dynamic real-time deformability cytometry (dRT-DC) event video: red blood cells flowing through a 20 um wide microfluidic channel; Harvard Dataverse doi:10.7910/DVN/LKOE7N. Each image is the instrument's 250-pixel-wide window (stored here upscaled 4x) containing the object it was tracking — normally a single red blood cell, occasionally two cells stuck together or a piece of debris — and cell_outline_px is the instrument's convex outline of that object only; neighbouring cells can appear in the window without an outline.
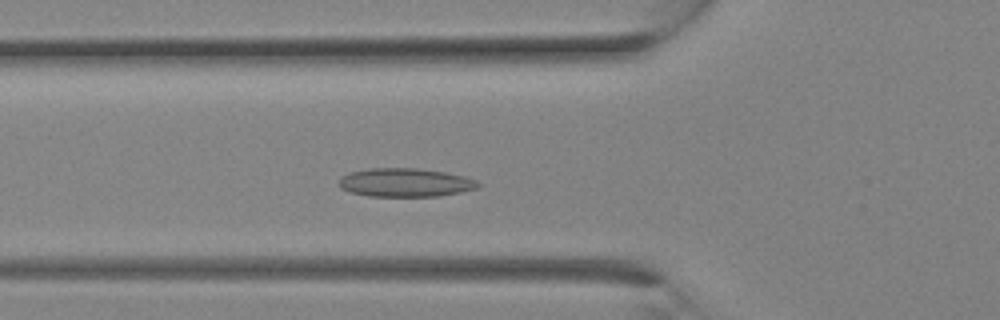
{"species": "Egyptian fruit bat (a non-hibernating species)", "species_latin": "Rousettus aegyptiacus", "temperature_condition": "room temperature", "stored_images_in_passage": 5, "camera_frame_rate_fps": 3000, "um_per_image_px": 0.085, "animal": {"sex": "female"}, "frame": {"image": 1, "passage_image": 3, "time_ms": 0.667, "image_size_px": [1000, 320], "cell_outline_px": [[480, 184], [476, 188], [460, 192], [436, 196], [368, 196], [348, 192], [340, 188], [336, 184], [340, 176], [348, 172], [368, 168], [416, 168], [444, 172], [464, 176], [476, 180]], "centroid_in_image_um": [34.35, 15.51], "position_along_channel_um": 91.5, "area_um2": 23.35}}
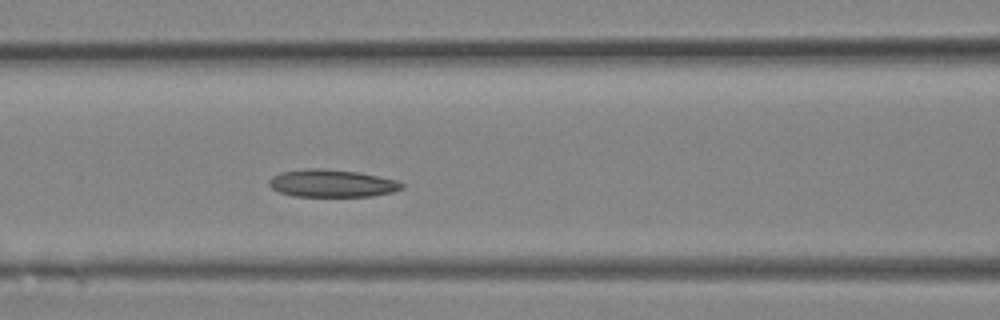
{"frame": {"image": 2, "passage_image": 5, "time_ms": 1.333, "image_size_px": [1000, 320], "cell_outline_px": [[404, 188], [392, 192], [372, 196], [292, 196], [280, 192], [272, 188], [268, 184], [268, 180], [272, 176], [280, 172], [304, 168], [324, 168], [360, 172], [396, 180], [404, 184]], "centroid_in_image_um": [28.19, 15.57], "position_along_channel_um": 138.4, "area_um2": 21.5}}